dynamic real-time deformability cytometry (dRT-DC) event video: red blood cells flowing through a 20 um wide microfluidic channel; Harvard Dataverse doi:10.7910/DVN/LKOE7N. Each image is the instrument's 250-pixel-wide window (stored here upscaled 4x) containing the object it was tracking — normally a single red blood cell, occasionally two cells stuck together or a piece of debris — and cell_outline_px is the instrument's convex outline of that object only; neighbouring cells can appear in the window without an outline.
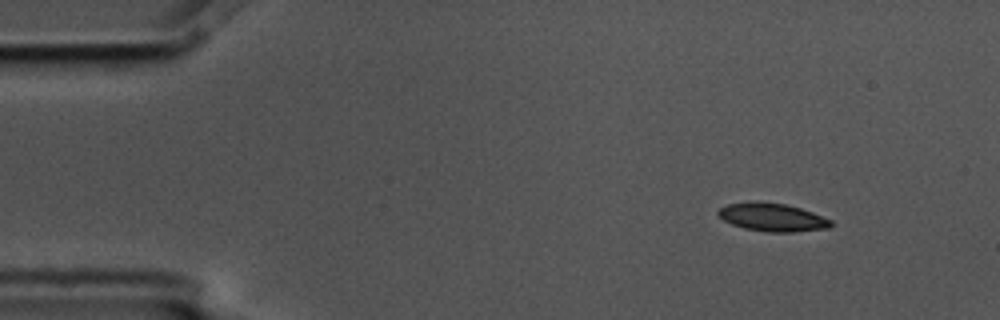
{"species": "common noctule bat (a hibernating species)", "species_latin": "Nyctalus noctula", "temperature_condition": "cold", "stored_images_in_passage": 4, "segment_of_instrument_passage": [2, 2], "camera_frame_rate_fps": 3000, "um_per_image_px": 0.085, "animal": {"sex": "male", "body_mass_g": 17.5, "forearm_length_mm": 52.3}, "frame": {"image": 1, "passage_image": 4, "time_ms": 1.0, "image_size_px": [1000, 320], "cell_outline_px": [[836, 224], [828, 228], [792, 232], [768, 232], [744, 228], [732, 224], [724, 220], [716, 212], [720, 208], [728, 204], [756, 200], [784, 204], [800, 208], [812, 212], [832, 220]], "centroid_in_image_um": [65.67, 18.46], "position_along_channel_um": 19.3, "area_um2": 18.55}}